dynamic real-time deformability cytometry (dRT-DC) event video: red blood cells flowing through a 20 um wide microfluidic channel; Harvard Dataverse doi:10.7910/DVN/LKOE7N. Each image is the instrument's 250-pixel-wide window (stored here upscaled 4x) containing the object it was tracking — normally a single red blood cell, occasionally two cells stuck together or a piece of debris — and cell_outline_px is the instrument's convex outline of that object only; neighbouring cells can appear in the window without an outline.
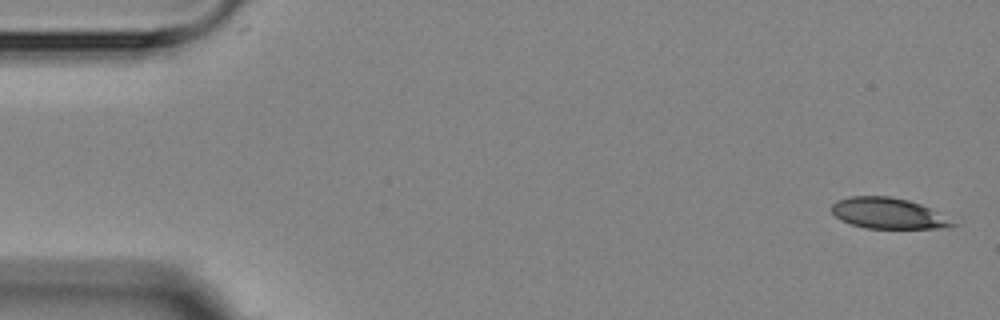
{"species": "Egyptian fruit bat (a non-hibernating species)", "species_latin": "Rousettus aegyptiacus", "temperature_condition": "room temperature", "stored_images_in_passage": 5, "camera_frame_rate_fps": 3000, "um_per_image_px": 0.085, "animal": {"sex": "female"}, "frame": {"image": 1, "passage_image": 1, "time_ms": 0.0, "image_size_px": [1000, 320], "cell_outline_px": [[960, 224], [948, 228], [864, 228], [840, 220], [832, 212], [832, 204], [836, 200], [852, 196], [888, 196], [908, 200], [920, 204]], "centroid_in_image_um": [75.49, 18.14], "position_along_channel_um": 9.5, "area_um2": 21.62}}